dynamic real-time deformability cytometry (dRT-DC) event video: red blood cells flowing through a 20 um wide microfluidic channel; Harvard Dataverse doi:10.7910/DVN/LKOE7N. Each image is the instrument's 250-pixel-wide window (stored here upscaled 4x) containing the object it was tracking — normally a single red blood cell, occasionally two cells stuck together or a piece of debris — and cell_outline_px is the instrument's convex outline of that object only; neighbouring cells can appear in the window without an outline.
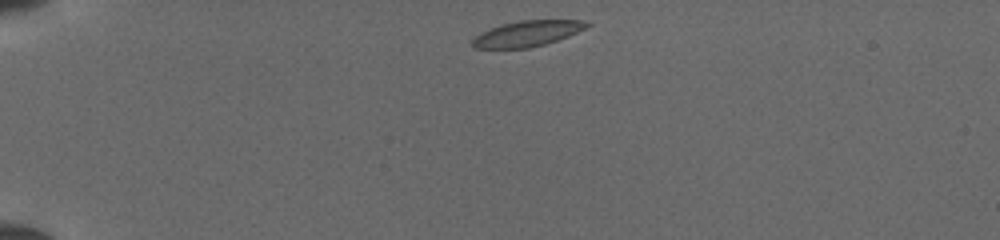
{"species": "common noctule bat (a hibernating species)", "species_latin": "Nyctalus noctula", "temperature_condition": "cold", "stored_images_in_passage": 39, "camera_frame_rate_fps": 3000, "um_per_image_px": 0.085, "animal": {"sex": "female", "body_mass_g": 19.5, "forearm_length_mm": 54.1}, "frame": {"image": 1, "passage_image": 1, "time_ms": 0.0, "image_size_px": [1000, 240], "cell_outline_px": [[592, 24], [568, 36], [544, 44], [528, 48], [476, 48], [472, 44], [472, 40], [480, 32], [500, 24], [520, 20], [580, 20]], "centroid_in_image_um": [44.78, 2.84], "position_along_channel_um": 40.2, "area_um2": 16.94}}
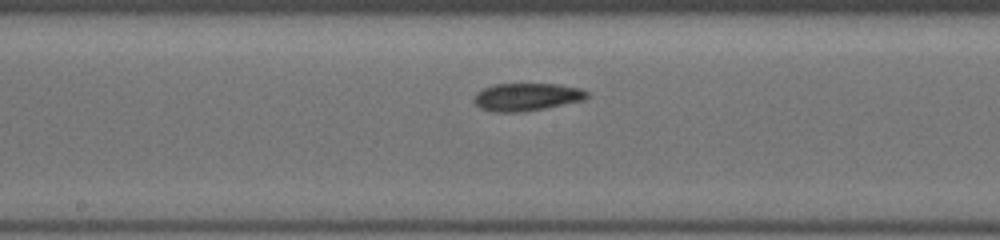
{"frame": {"image": 2, "passage_image": 17, "time_ms": 5.333, "image_size_px": [1000, 240], "cell_outline_px": [[588, 96], [584, 100], [544, 108], [516, 112], [496, 112], [480, 108], [472, 100], [476, 92], [484, 88], [496, 84], [556, 84], [580, 88], [588, 92]], "centroid_in_image_um": [44.75, 8.23], "position_along_channel_um": 203.5, "area_um2": 18.09}}
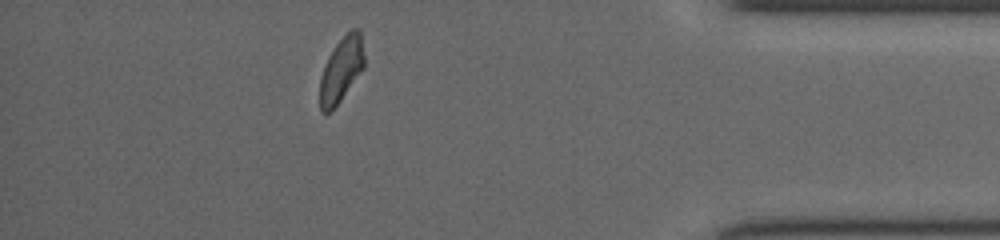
{"frame": {"image": 3, "passage_image": 34, "time_ms": 11.0, "image_size_px": [1000, 240], "cell_outline_px": [[364, 68], [340, 100], [328, 112], [320, 112], [320, 80], [328, 56], [336, 44], [352, 28], [360, 28], [364, 56]], "centroid_in_image_um": [29.03, 5.88], "position_along_channel_um": 406.2, "area_um2": 16.42}}